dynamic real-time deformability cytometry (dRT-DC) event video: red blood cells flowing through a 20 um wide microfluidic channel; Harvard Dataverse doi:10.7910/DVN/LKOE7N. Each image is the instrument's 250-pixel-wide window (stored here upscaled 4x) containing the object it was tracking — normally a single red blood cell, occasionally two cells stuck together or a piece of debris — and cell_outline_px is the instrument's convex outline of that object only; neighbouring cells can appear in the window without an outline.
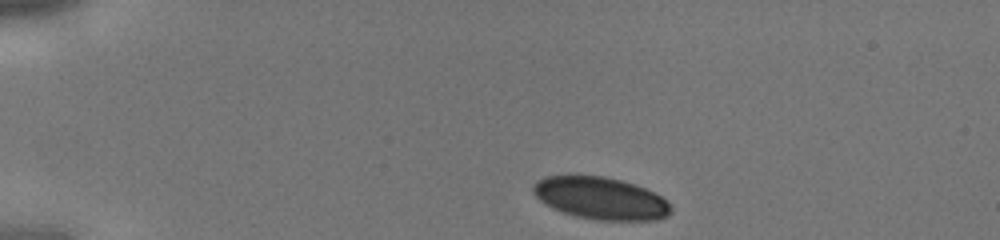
{"species": "human", "species_latin": "Homo sapiens", "temperature_condition": "cold", "stored_images_in_passage": 7, "camera_frame_rate_fps": 3000, "um_per_image_px": 0.085, "donor": {"sex": "male"}, "frame": {"image": 1, "passage_image": 1, "time_ms": 0.0, "image_size_px": [1000, 240], "cell_outline_px": [[672, 208], [668, 216], [656, 220], [596, 220], [576, 216], [564, 212], [540, 200], [532, 192], [532, 188], [536, 180], [544, 176], [604, 176], [636, 184], [660, 196]], "centroid_in_image_um": [51.05, 16.85], "position_along_channel_um": 33.9, "area_um2": 33.52}}
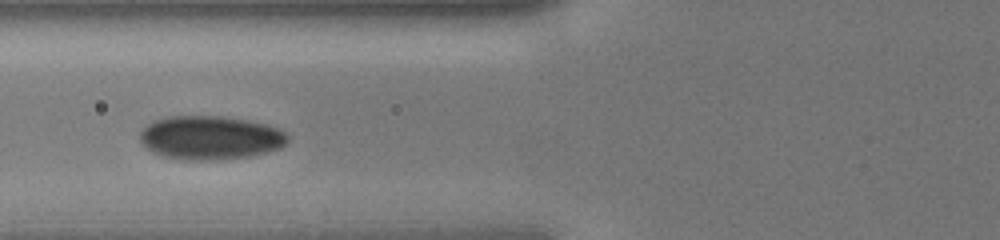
{"frame": {"image": 2, "passage_image": 5, "time_ms": 1.333, "image_size_px": [1000, 240], "cell_outline_px": [[288, 144], [280, 148], [268, 152], [252, 156], [204, 160], [180, 160], [164, 156], [152, 152], [140, 140], [140, 132], [148, 124], [156, 120], [168, 116], [224, 116], [248, 120], [268, 124], [280, 128], [288, 132]], "centroid_in_image_um": [17.94, 11.7], "position_along_channel_um": 107.9, "area_um2": 37.92}}
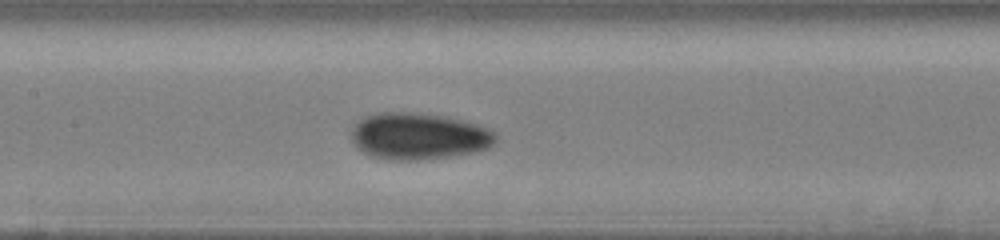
{"frame": {"image": 3, "passage_image": 7, "time_ms": 2.0, "image_size_px": [1000, 240], "cell_outline_px": [[496, 140], [492, 148], [452, 156], [420, 160], [388, 160], [368, 156], [356, 148], [352, 144], [348, 132], [356, 120], [364, 116], [380, 112], [412, 112], [444, 116], [464, 120], [488, 128], [496, 132]], "centroid_in_image_um": [35.52, 11.58], "position_along_channel_um": 171.9, "area_um2": 40.23}}